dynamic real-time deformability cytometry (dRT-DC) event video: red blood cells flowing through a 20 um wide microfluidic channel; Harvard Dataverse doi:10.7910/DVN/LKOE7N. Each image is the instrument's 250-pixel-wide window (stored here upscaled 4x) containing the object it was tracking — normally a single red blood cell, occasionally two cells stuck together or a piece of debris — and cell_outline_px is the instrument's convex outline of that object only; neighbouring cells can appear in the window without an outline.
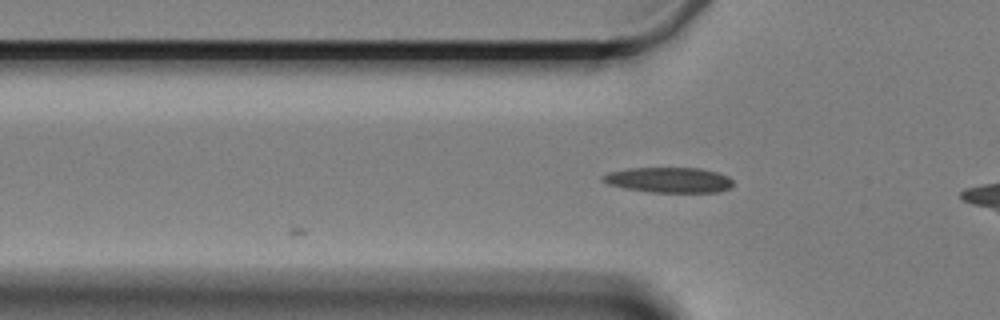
{"species": "Egyptian fruit bat (a non-hibernating species)", "species_latin": "Rousettus aegyptiacus", "temperature_condition": "cold", "stored_images_in_passage": 4, "camera_frame_rate_fps": 3000, "um_per_image_px": 0.085, "animal": {"sex": "female"}, "frame": {"image": 1, "passage_image": 4, "time_ms": 3.333, "image_size_px": [1000, 320], "cell_outline_px": [[732, 184], [728, 188], [716, 192], [652, 192], [624, 188], [608, 184], [600, 180], [600, 176], [608, 172], [628, 168], [700, 168], [716, 172], [728, 176], [732, 180]], "centroid_in_image_um": [56.79, 15.29], "position_along_channel_um": 69.0, "area_um2": 19.19}}